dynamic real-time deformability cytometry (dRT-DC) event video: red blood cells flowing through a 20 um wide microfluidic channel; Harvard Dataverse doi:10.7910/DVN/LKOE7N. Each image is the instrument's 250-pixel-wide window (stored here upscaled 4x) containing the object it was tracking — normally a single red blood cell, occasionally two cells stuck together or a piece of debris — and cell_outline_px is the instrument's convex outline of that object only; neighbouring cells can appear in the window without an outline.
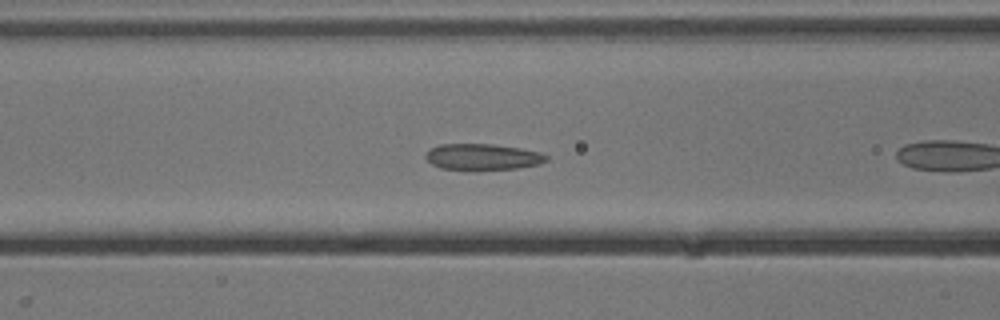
{"species": "common noctule bat (a hibernating species)", "species_latin": "Nyctalus noctula", "temperature_condition": "cold", "stored_images_in_passage": 40, "camera_frame_rate_fps": 3000, "um_per_image_px": 0.085, "animal": {"sex": "male", "body_mass_g": 13.3}, "frame": {"image": 1, "passage_image": 7, "time_ms": 2.0, "image_size_px": [1000, 320], "cell_outline_px": [[548, 160], [540, 164], [516, 168], [440, 168], [432, 164], [424, 156], [432, 148], [440, 144], [492, 144], [520, 148], [540, 152], [548, 156]], "centroid_in_image_um": [41.06, 13.3], "position_along_channel_um": 125.5, "area_um2": 17.8}}
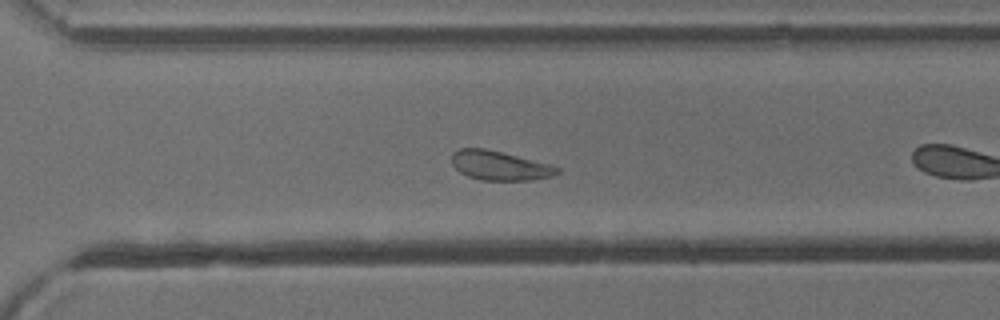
{"frame": {"image": 2, "passage_image": 23, "time_ms": 7.333, "image_size_px": [1000, 320], "cell_outline_px": [[560, 172], [552, 176], [532, 180], [480, 180], [468, 176], [460, 172], [452, 164], [452, 152], [460, 148], [484, 148], [552, 164], [560, 168]], "centroid_in_image_um": [42.49, 14.07], "position_along_channel_um": 328.1, "area_um2": 18.03}, "authors_computed_cell_mechanics": {"area_um2": 18.9873, "velocity_mm_per_s": 3.7957, "shape_relaxation_time_tau1_ms": 1.6381, "shape_relaxation_time_tau2_ms": 1.2169, "deformation_change_tau1": 0.0742, "deformation_change_tau2": 0.052}}